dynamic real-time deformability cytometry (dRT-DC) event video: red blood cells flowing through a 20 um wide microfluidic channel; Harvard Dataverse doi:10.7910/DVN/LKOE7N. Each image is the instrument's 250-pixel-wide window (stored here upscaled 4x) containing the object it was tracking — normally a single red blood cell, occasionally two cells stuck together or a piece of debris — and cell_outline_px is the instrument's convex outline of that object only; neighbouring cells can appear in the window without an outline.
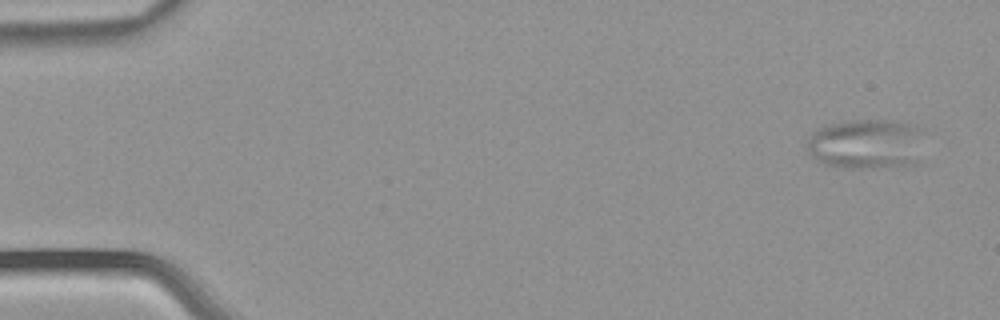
{"species": "common noctule bat (a hibernating species)", "species_latin": "Nyctalus noctula", "temperature_condition": "warm", "stored_images_in_passage": 5, "camera_frame_rate_fps": 3000, "um_per_image_px": 0.085, "animal": {"sex": "male", "body_mass_g": 21.5, "forearm_length_mm": 52.0}, "frame": {"image": 1, "passage_image": 1, "time_ms": 0.0, "image_size_px": [1000, 320], "cell_outline_px": [[924, 128], [920, 164], [900, 168], [840, 168], [824, 164], [816, 160], [808, 152], [808, 136], [816, 128], [832, 124], [852, 120], [900, 120], [916, 124]], "centroid_in_image_um": [73.75, 12.26], "position_along_channel_um": 11.3, "area_um2": 35.78}}
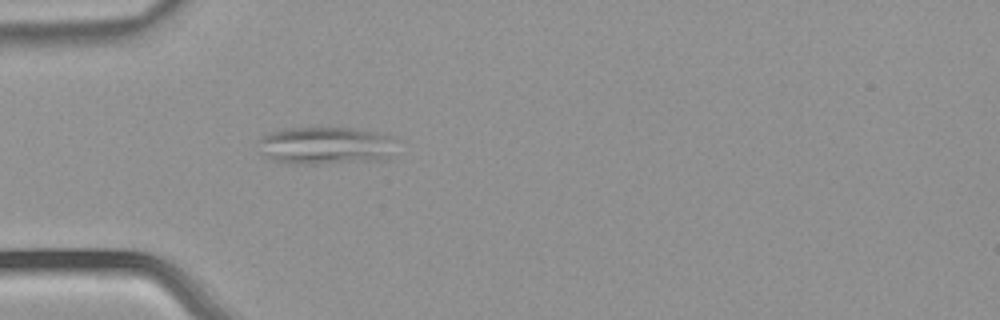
{"frame": {"image": 2, "passage_image": 5, "time_ms": 1.333, "image_size_px": [1000, 320], "cell_outline_px": [[392, 136], [388, 160], [320, 164], [296, 164], [268, 160], [260, 152], [260, 136], [268, 132], [284, 128], [352, 128], [376, 132]], "centroid_in_image_um": [27.59, 12.39], "position_along_channel_um": 57.4, "area_um2": 30.4}}